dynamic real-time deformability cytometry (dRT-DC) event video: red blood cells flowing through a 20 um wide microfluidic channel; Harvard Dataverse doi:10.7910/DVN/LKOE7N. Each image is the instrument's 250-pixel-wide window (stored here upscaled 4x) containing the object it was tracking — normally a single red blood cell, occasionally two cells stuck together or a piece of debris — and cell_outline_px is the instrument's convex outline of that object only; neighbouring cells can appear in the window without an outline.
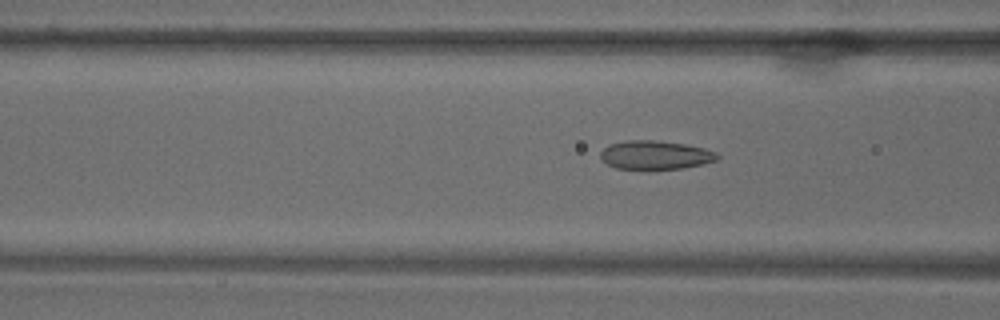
{"species": "common noctule bat (a hibernating species)", "species_latin": "Nyctalus noctula", "temperature_condition": "warm", "stored_images_in_passage": 67, "camera_frame_rate_fps": 3000, "um_per_image_px": 0.085, "animal": {"sex": "male", "body_mass_g": 18.8}, "frame": {"image": 1, "passage_image": 26, "time_ms": 8.333, "image_size_px": [1000, 320], "cell_outline_px": [[720, 156], [716, 160], [704, 164], [680, 168], [648, 172], [616, 168], [600, 160], [600, 152], [608, 144], [624, 140], [652, 140], [684, 144], [704, 148], [716, 152]], "centroid_in_image_um": [55.65, 13.21], "position_along_channel_um": 111.0, "area_um2": 20.29}}
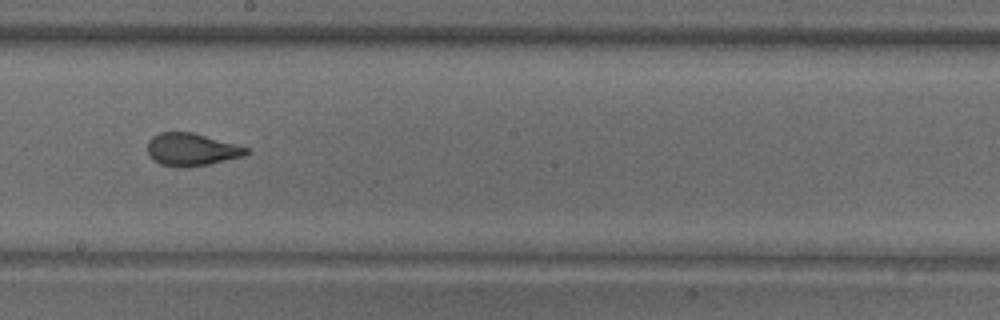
{"frame": {"image": 2, "passage_image": 38, "time_ms": 12.333, "image_size_px": [1000, 320], "cell_outline_px": [[252, 152], [244, 156], [208, 164], [188, 168], [176, 168], [160, 164], [152, 160], [148, 152], [148, 140], [152, 136], [160, 132], [192, 132], [248, 148]], "centroid_in_image_um": [16.25, 12.73], "position_along_channel_um": 231.9, "area_um2": 18.9}}
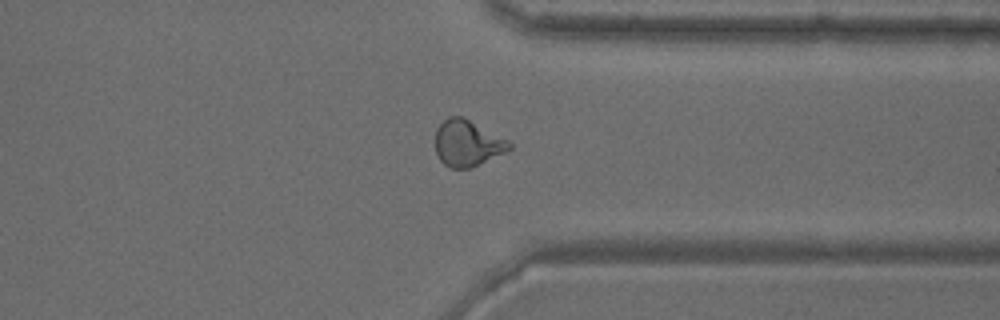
{"frame": {"image": 3, "passage_image": 52, "time_ms": 17.0, "image_size_px": [1000, 320], "cell_outline_px": [[512, 148], [504, 152], [468, 168], [452, 168], [444, 164], [440, 160], [436, 152], [436, 128], [448, 116], [464, 116], [508, 140], [512, 144]], "centroid_in_image_um": [39.71, 12.14], "position_along_channel_um": 371.7, "area_um2": 19.71}}